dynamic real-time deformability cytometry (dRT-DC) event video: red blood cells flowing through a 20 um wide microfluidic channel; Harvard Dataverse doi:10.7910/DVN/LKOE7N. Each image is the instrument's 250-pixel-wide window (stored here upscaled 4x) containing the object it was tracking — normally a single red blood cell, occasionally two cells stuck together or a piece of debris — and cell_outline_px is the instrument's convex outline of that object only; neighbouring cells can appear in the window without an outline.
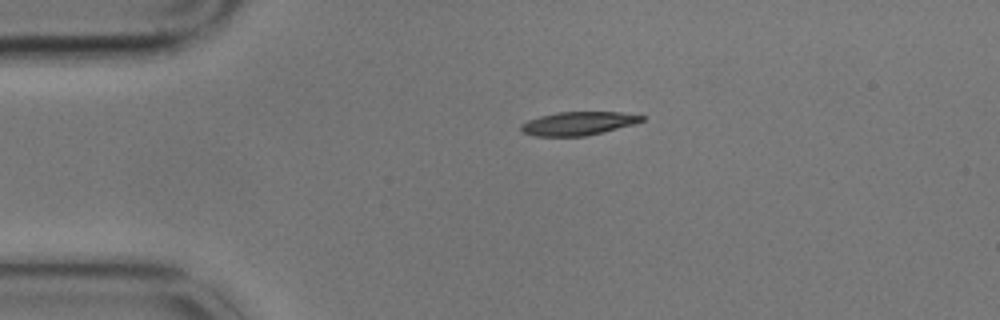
{"species": "common noctule bat (a hibernating species)", "species_latin": "Nyctalus noctula", "temperature_condition": "cold", "stored_images_in_passage": 2, "camera_frame_rate_fps": 3000, "um_per_image_px": 0.085, "animal": {"sex": "male", "body_mass_g": 17.9}, "frame": {"image": 1, "passage_image": 1, "time_ms": 0.0, "image_size_px": [1000, 320], "cell_outline_px": [[644, 120], [632, 124], [604, 132], [584, 136], [536, 136], [524, 132], [520, 128], [520, 124], [528, 120], [540, 116], [556, 112], [620, 112], [644, 116]], "centroid_in_image_um": [49.13, 10.49], "position_along_channel_um": 35.9, "area_um2": 16.36}}